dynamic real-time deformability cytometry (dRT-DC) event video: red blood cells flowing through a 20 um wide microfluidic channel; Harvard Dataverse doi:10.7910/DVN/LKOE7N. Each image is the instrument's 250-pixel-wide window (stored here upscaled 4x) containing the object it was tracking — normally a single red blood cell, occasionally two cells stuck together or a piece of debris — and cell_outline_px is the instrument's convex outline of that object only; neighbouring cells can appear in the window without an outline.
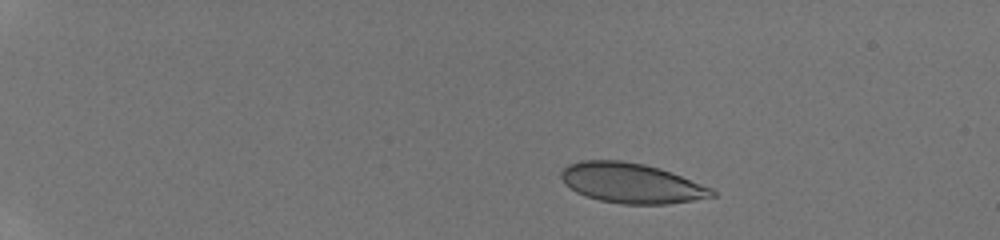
{"species": "human", "species_latin": "Homo sapiens", "temperature_condition": "room temperature", "stored_images_in_passage": 6, "camera_frame_rate_fps": 3000, "um_per_image_px": 0.085, "donor": {"sex": "male"}, "frame": {"image": 1, "passage_image": 1, "time_ms": 0.0, "image_size_px": [1000, 240], "cell_outline_px": [[716, 196], [668, 204], [624, 204], [600, 200], [584, 196], [576, 192], [564, 184], [560, 176], [560, 172], [568, 164], [580, 160], [620, 160], [644, 164], [660, 168], [672, 172], [712, 188], [716, 192]], "centroid_in_image_um": [53.64, 15.56], "position_along_channel_um": 31.4, "area_um2": 35.32}}
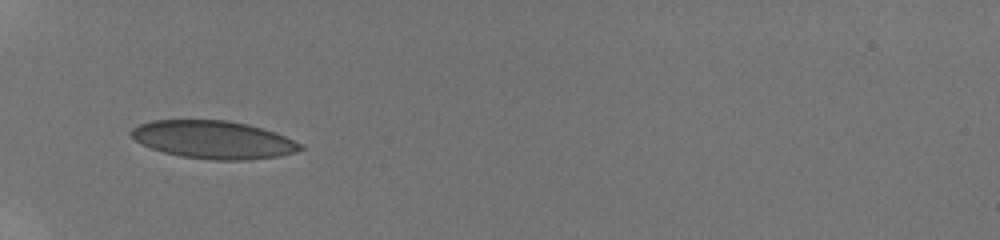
{"frame": {"image": 2, "passage_image": 5, "time_ms": 3.333, "image_size_px": [1000, 240], "cell_outline_px": [[308, 148], [296, 152], [280, 156], [248, 160], [212, 160], [180, 156], [164, 152], [152, 148], [136, 140], [128, 132], [132, 128], [140, 124], [152, 120], [228, 120], [248, 124], [276, 132]], "centroid_in_image_um": [18.17, 11.87], "position_along_channel_um": 66.8, "area_um2": 37.4}}